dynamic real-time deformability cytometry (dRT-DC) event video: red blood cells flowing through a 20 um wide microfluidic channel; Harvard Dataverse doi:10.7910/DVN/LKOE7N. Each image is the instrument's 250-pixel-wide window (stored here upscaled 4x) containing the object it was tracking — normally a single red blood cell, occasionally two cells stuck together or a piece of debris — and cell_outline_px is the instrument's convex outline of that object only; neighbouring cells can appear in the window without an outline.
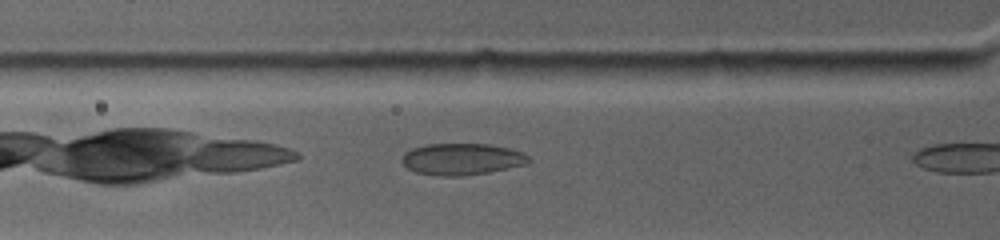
{"species": "common noctule bat (a hibernating species)", "species_latin": "Nyctalus noctula", "temperature_condition": "warm", "stored_images_in_passage": 4, "camera_frame_rate_fps": 4500, "um_per_image_px": 0.085, "animal": {"sex": "female", "body_mass_g": 19.0, "forearm_length_mm": 53.3}, "frame": {"image": 1, "passage_image": 3, "time_ms": 1.111, "image_size_px": [1000, 240], "cell_outline_px": [[528, 160], [520, 164], [488, 172], [460, 176], [440, 176], [416, 172], [408, 168], [400, 160], [408, 152], [416, 148], [428, 144], [488, 144], [520, 152], [528, 156]], "centroid_in_image_um": [39.18, 13.53], "position_along_channel_um": 86.6, "area_um2": 22.43}}